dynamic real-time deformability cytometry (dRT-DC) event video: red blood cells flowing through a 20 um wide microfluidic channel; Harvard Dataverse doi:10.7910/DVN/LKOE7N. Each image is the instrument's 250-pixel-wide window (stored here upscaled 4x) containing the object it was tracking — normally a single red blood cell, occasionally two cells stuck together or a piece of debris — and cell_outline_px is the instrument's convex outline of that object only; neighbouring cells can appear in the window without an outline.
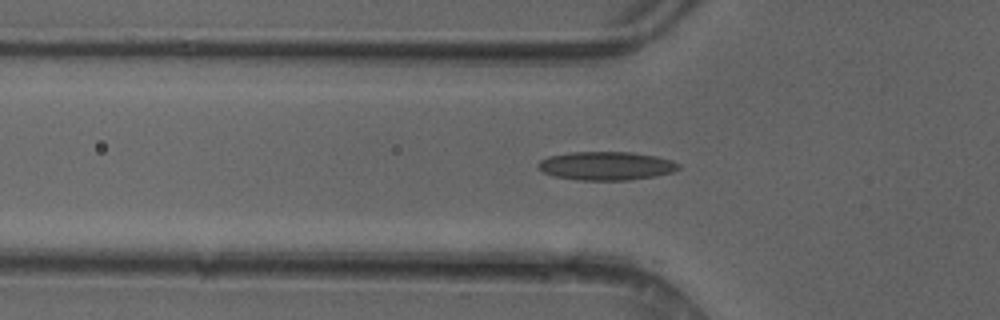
{"species": "common noctule bat (a hibernating species)", "species_latin": "Nyctalus noctula", "temperature_condition": "cold", "stored_images_in_passage": 36, "camera_frame_rate_fps": 3000, "um_per_image_px": 0.085, "animal": {"sex": "female"}, "frame": {"image": 1, "passage_image": 7, "time_ms": 2.0, "image_size_px": [1000, 320], "cell_outline_px": [[680, 168], [672, 172], [656, 176], [628, 180], [576, 180], [556, 176], [544, 172], [536, 164], [540, 160], [548, 156], [572, 152], [632, 152], [656, 156], [672, 160], [680, 164]], "centroid_in_image_um": [51.55, 14.09], "position_along_channel_um": 74.2, "area_um2": 23.35}}
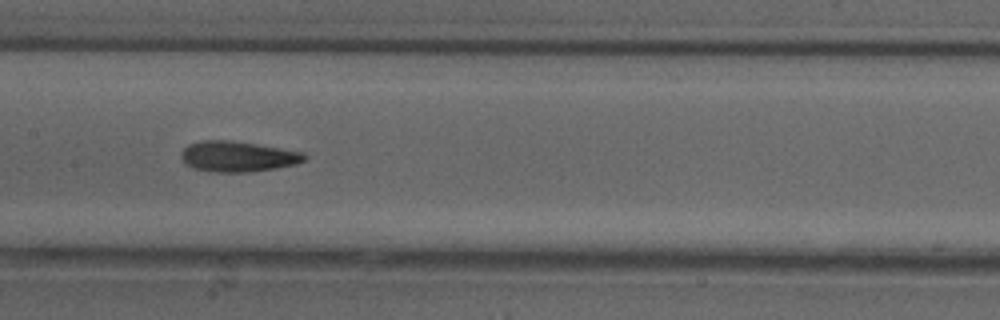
{"frame": {"image": 2, "passage_image": 15, "time_ms": 4.667, "image_size_px": [1000, 320], "cell_outline_px": [[308, 156], [304, 160], [296, 164], [276, 168], [248, 172], [216, 172], [192, 168], [180, 156], [180, 152], [188, 144], [204, 140], [228, 140], [256, 144], [304, 152]], "centroid_in_image_um": [20.21, 13.3], "position_along_channel_um": 187.2, "area_um2": 21.85}}
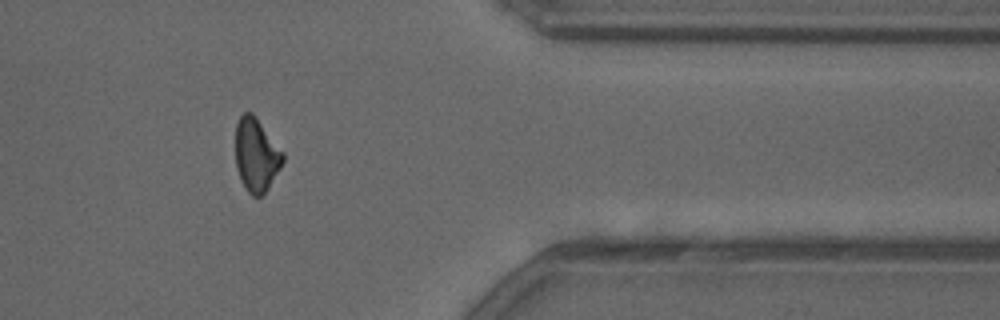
{"frame": {"image": 3, "passage_image": 31, "time_ms": 10.0, "image_size_px": [1000, 320], "cell_outline_px": [[284, 160], [280, 168], [268, 188], [260, 196], [252, 196], [244, 188], [240, 180], [236, 168], [236, 124], [240, 116], [244, 112], [252, 112], [256, 116], [284, 152]], "centroid_in_image_um": [21.78, 13.16], "position_along_channel_um": 389.6, "area_um2": 20.4}}